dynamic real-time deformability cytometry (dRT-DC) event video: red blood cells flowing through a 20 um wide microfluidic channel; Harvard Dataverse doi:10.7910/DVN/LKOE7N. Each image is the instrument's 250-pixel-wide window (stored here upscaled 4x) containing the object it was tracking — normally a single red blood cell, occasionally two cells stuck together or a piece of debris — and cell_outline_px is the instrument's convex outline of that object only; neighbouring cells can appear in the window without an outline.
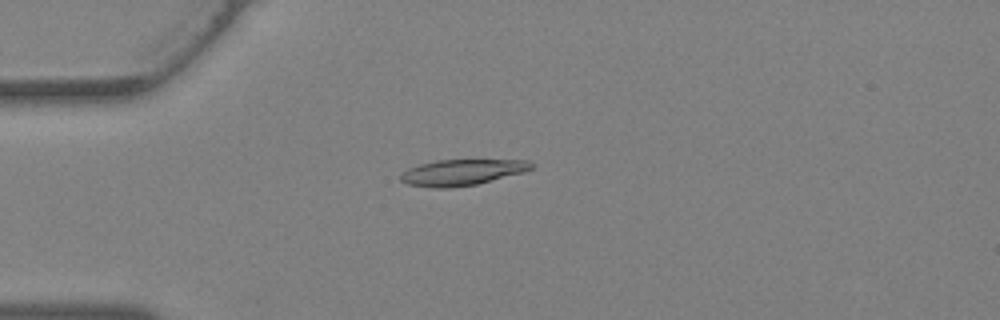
{"species": "Egyptian fruit bat (a non-hibernating species)", "species_latin": "Rousettus aegyptiacus", "temperature_condition": "warm", "stored_images_in_passage": 29, "camera_frame_rate_fps": 3000, "um_per_image_px": 0.085, "animal": {"sex": "female"}, "frame": {"image": 1, "passage_image": 1, "time_ms": 0.0, "image_size_px": [1000, 320], "cell_outline_px": [[532, 168], [524, 172], [476, 184], [452, 188], [432, 188], [408, 184], [400, 180], [400, 176], [408, 168], [420, 164], [436, 160], [528, 160], [532, 164]], "centroid_in_image_um": [39.24, 14.65], "position_along_channel_um": 45.8, "area_um2": 19.65}}
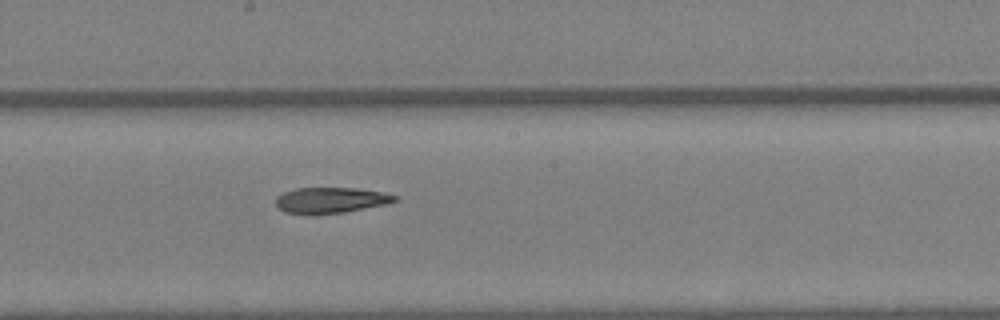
{"frame": {"image": 2, "passage_image": 12, "time_ms": 3.667, "image_size_px": [1000, 320], "cell_outline_px": [[396, 200], [392, 204], [344, 212], [312, 216], [308, 216], [284, 212], [276, 204], [276, 196], [284, 192], [296, 188], [356, 188], [384, 192], [396, 196]], "centroid_in_image_um": [28.11, 17.04], "position_along_channel_um": 220.1, "area_um2": 18.38}}
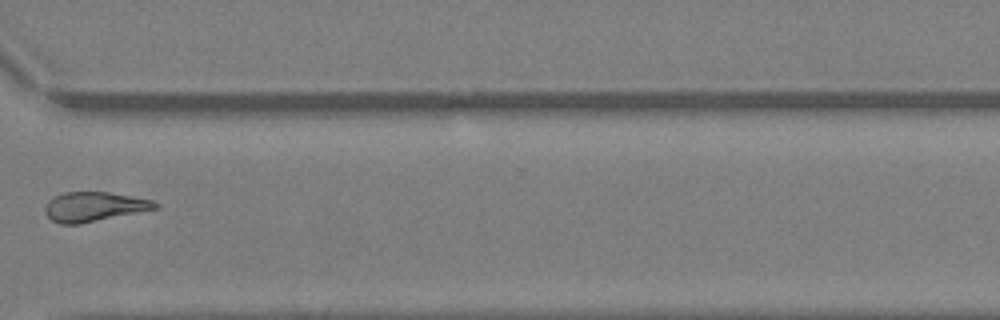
{"frame": {"image": 3, "passage_image": 20, "time_ms": 6.333, "image_size_px": [1000, 320], "cell_outline_px": [[160, 204], [156, 208], [80, 224], [60, 224], [52, 220], [44, 212], [44, 208], [48, 200], [64, 192], [108, 192], [132, 196], [152, 200]], "centroid_in_image_um": [7.96, 17.56], "position_along_channel_um": 362.6, "area_um2": 18.73}}